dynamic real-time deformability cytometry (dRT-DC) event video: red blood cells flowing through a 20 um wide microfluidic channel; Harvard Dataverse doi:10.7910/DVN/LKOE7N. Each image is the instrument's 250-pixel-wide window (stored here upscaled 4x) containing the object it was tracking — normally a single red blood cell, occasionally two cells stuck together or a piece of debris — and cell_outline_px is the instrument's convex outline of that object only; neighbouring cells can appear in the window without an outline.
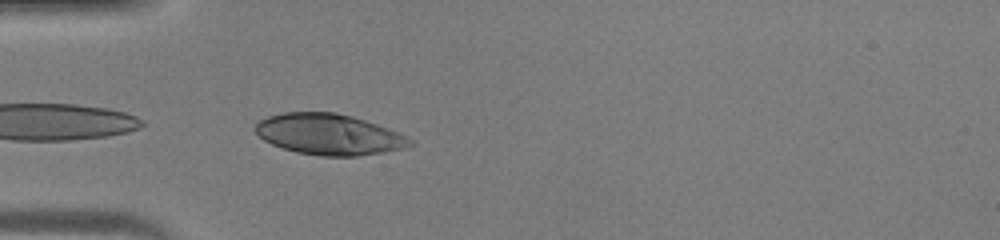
{"species": "human", "species_latin": "Homo sapiens", "temperature_condition": "warm", "stored_images_in_passage": 5, "camera_frame_rate_fps": 3000, "um_per_image_px": 0.085, "donor": {"sex": "male"}, "frame": {"image": 1, "passage_image": 2, "time_ms": 0.333, "image_size_px": [1000, 240], "cell_outline_px": [[412, 144], [404, 148], [356, 156], [320, 156], [296, 152], [272, 144], [264, 140], [252, 128], [256, 120], [268, 116], [284, 112], [336, 112], [352, 116], [376, 124], [408, 136], [412, 140]], "centroid_in_image_um": [27.9, 11.41], "position_along_channel_um": 57.1, "area_um2": 36.82}}